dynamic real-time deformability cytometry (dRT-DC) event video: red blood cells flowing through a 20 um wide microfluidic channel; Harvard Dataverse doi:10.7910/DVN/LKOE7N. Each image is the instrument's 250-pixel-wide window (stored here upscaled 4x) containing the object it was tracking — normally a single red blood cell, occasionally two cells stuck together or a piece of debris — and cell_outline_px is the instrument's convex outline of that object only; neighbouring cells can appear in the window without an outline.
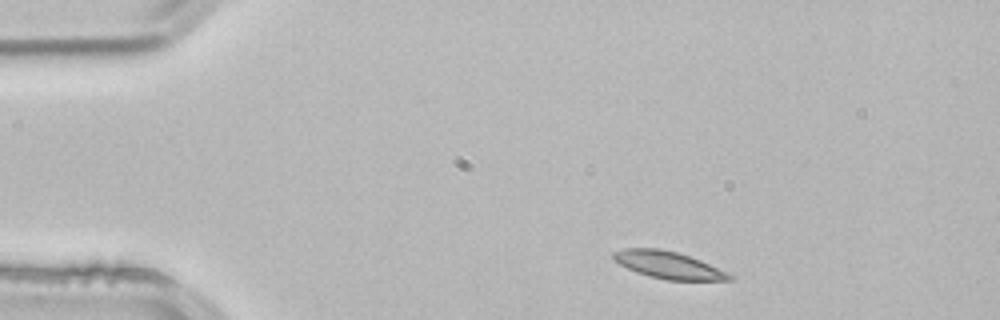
{"species": "common noctule bat (a hibernating species)", "species_latin": "Nyctalus noctula", "temperature_condition": "room temperature", "stored_images_in_passage": 2, "camera_frame_rate_fps": 3000, "um_per_image_px": 0.085, "animal": {"sex": "male", "body_mass_g": 21.5, "forearm_length_mm": 52.0}, "frame": {"image": 1, "passage_image": 1, "time_ms": 0.0, "image_size_px": [1000, 320], "cell_outline_px": [[732, 280], [668, 280], [648, 276], [636, 272], [612, 260], [612, 252], [624, 248], [660, 248], [676, 252], [700, 260], [728, 272], [732, 276]], "centroid_in_image_um": [56.77, 22.52], "position_along_channel_um": 28.2, "area_um2": 18.32}}